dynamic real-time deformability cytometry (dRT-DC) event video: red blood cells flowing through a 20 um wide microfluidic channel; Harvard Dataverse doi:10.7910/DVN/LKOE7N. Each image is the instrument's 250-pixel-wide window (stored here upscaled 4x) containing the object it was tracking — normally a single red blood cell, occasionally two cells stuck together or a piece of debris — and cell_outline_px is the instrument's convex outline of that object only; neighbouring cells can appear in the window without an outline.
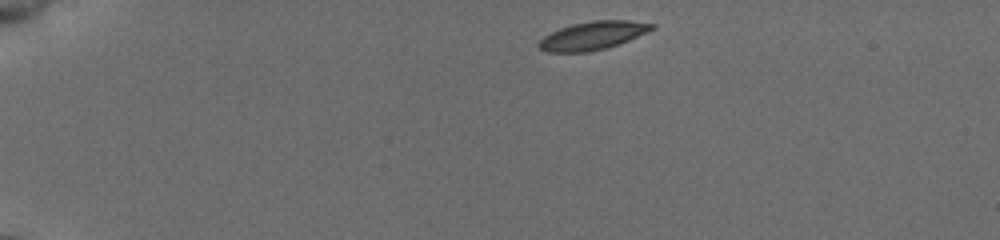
{"species": "common noctule bat (a hibernating species)", "species_latin": "Nyctalus noctula", "temperature_condition": "cold", "stored_images_in_passage": 44, "camera_frame_rate_fps": 3000, "um_per_image_px": 0.085, "animal": {"sex": "female", "body_mass_g": 19.5, "forearm_length_mm": 54.1}, "frame": {"image": 1, "passage_image": 1, "time_ms": 0.0, "image_size_px": [1000, 240], "cell_outline_px": [[656, 28], [648, 32], [628, 40], [604, 48], [588, 52], [548, 52], [540, 48], [536, 44], [544, 36], [560, 28], [572, 24], [592, 20], [628, 20], [656, 24]], "centroid_in_image_um": [50.4, 3.01], "position_along_channel_um": 34.6, "area_um2": 18.5}}
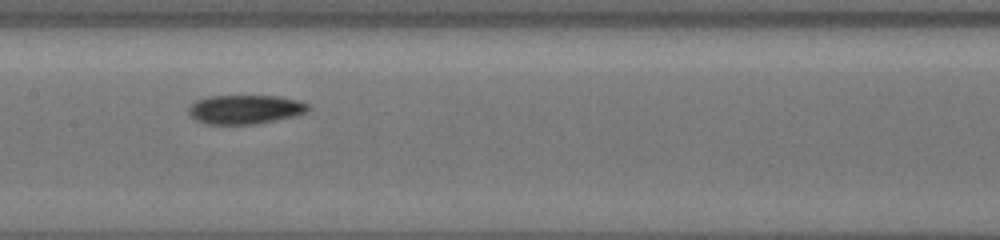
{"frame": {"image": 2, "passage_image": 19, "time_ms": 6.0, "image_size_px": [1000, 240], "cell_outline_px": [[308, 108], [304, 112], [292, 116], [256, 124], [208, 124], [196, 120], [188, 112], [188, 108], [196, 100], [208, 96], [280, 96], [300, 100], [308, 104]], "centroid_in_image_um": [20.81, 9.29], "position_along_channel_um": 186.6, "area_um2": 20.06}}
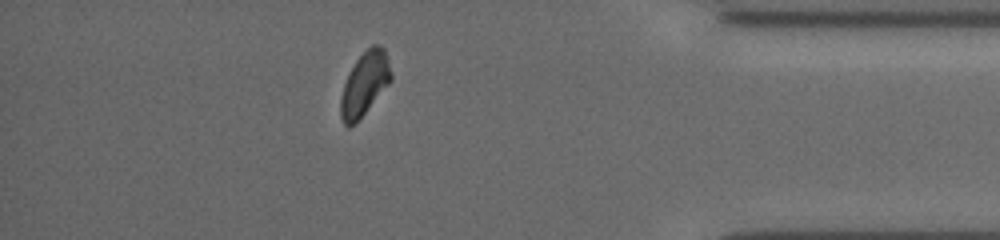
{"frame": {"image": 3, "passage_image": 38, "time_ms": 12.333, "image_size_px": [1000, 240], "cell_outline_px": [[392, 80], [364, 112], [348, 128], [344, 124], [340, 116], [340, 100], [344, 84], [356, 60], [372, 44], [380, 44], [384, 48], [392, 72]], "centroid_in_image_um": [31.0, 7.09], "position_along_channel_um": 404.2, "area_um2": 18.15}, "authors_computed_cell_mechanics": {"area_um2": 18.8717, "velocity_mm_per_s": 3.8506, "shape_relaxation_time_tau1_ms": 3.9176, "shape_relaxation_time_tau2_ms": 6.236, "deformation_change_tau1": 0.1146, "deformation_change_tau2": 0.1074}}